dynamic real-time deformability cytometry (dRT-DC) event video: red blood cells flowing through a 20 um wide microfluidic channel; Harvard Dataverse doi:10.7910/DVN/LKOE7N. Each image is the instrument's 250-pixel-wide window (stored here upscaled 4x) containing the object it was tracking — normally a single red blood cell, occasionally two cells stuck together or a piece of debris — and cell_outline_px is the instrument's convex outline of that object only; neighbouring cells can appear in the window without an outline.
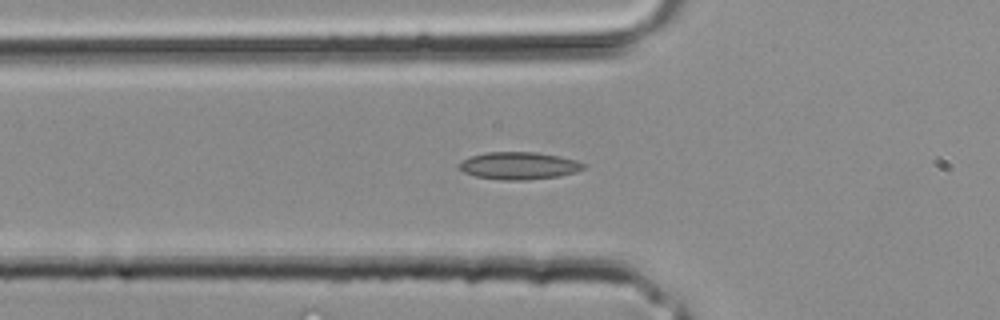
{"species": "common noctule bat (a hibernating species)", "species_latin": "Nyctalus noctula", "temperature_condition": "room temperature", "stored_images_in_passage": 35, "camera_frame_rate_fps": 3000, "um_per_image_px": 0.085, "animal": {"sex": "male", "body_mass_g": 20.4}, "frame": {"image": 1, "passage_image": 12, "time_ms": 3.667, "image_size_px": [1000, 320], "cell_outline_px": [[588, 164], [584, 168], [576, 172], [560, 176], [528, 180], [500, 180], [476, 176], [464, 172], [456, 168], [456, 164], [472, 156], [484, 152], [536, 152], [560, 156], [576, 160]], "centroid_in_image_um": [44.11, 14.09], "position_along_channel_um": 81.7, "area_um2": 20.11}}
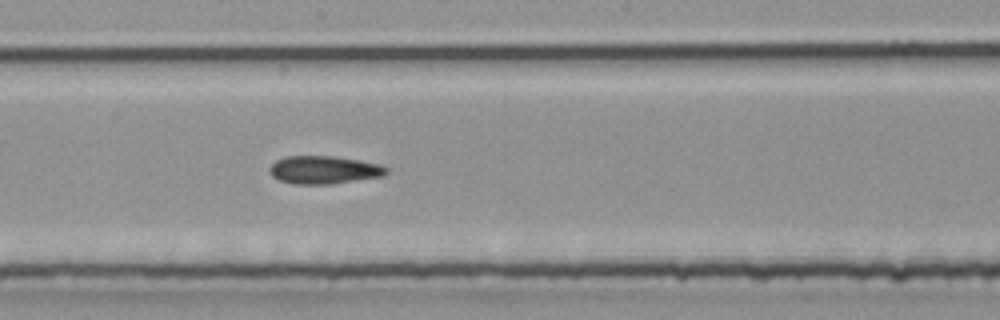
{"frame": {"image": 2, "passage_image": 19, "time_ms": 6.0, "image_size_px": [1000, 320], "cell_outline_px": [[388, 172], [384, 176], [332, 184], [292, 184], [280, 180], [272, 176], [268, 172], [268, 168], [276, 160], [284, 156], [332, 156], [360, 160], [380, 164], [388, 168]], "centroid_in_image_um": [27.53, 14.44], "position_along_channel_um": 220.7, "area_um2": 19.25}}
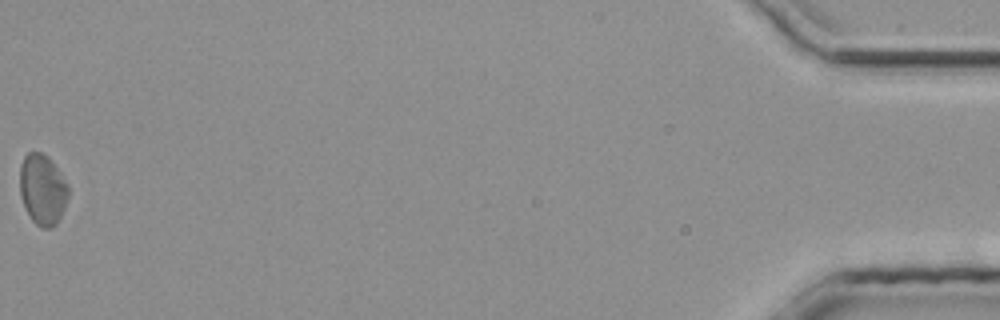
{"frame": {"image": 3, "passage_image": 35, "time_ms": 11.333, "image_size_px": [1000, 320], "cell_outline_px": [[68, 196], [64, 208], [56, 224], [52, 228], [40, 228], [32, 220], [20, 196], [20, 164], [24, 156], [28, 152], [40, 152], [48, 156], [60, 172], [68, 184]], "centroid_in_image_um": [3.61, 16.09], "position_along_channel_um": 431.6, "area_um2": 19.94}}